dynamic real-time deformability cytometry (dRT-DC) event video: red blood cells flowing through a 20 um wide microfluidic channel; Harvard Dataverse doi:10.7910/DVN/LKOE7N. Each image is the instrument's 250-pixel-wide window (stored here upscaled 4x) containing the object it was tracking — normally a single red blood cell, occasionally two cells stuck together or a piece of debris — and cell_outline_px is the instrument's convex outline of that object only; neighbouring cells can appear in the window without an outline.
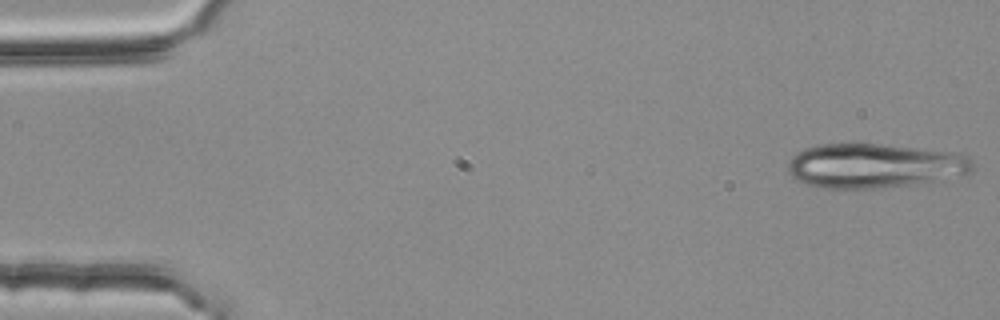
{"species": "common noctule bat (a hibernating species)", "species_latin": "Nyctalus noctula", "temperature_condition": "room temperature", "stored_images_in_passage": 25, "camera_frame_rate_fps": 3000, "um_per_image_px": 0.085, "animal": {"sex": "female", "body_mass_g": 25.1}, "frame": {"image": 1, "passage_image": 1, "time_ms": 0.0, "image_size_px": [1000, 320], "cell_outline_px": [[972, 172], [964, 176], [908, 184], [876, 188], [824, 188], [804, 184], [796, 180], [788, 172], [788, 160], [796, 152], [804, 148], [820, 144], [852, 140], [856, 140], [952, 152], [968, 156], [972, 160]], "centroid_in_image_um": [74.26, 14.04], "position_along_channel_um": 10.7, "area_um2": 49.01}}
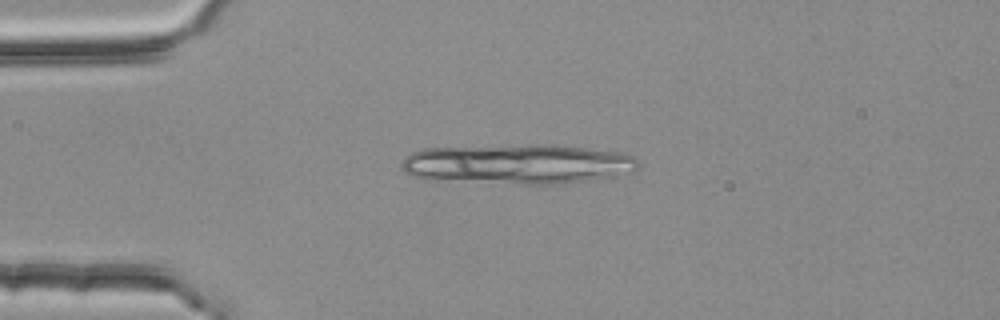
{"frame": {"image": 2, "passage_image": 12, "time_ms": 3.667, "image_size_px": [1000, 320], "cell_outline_px": [[640, 164], [632, 172], [592, 180], [556, 184], [524, 184], [424, 180], [404, 172], [400, 164], [404, 156], [412, 152], [424, 148], [544, 144], [588, 148], [624, 152], [636, 156], [640, 160]], "centroid_in_image_um": [44.0, 13.95], "position_along_channel_um": 41.0, "area_um2": 55.78}}